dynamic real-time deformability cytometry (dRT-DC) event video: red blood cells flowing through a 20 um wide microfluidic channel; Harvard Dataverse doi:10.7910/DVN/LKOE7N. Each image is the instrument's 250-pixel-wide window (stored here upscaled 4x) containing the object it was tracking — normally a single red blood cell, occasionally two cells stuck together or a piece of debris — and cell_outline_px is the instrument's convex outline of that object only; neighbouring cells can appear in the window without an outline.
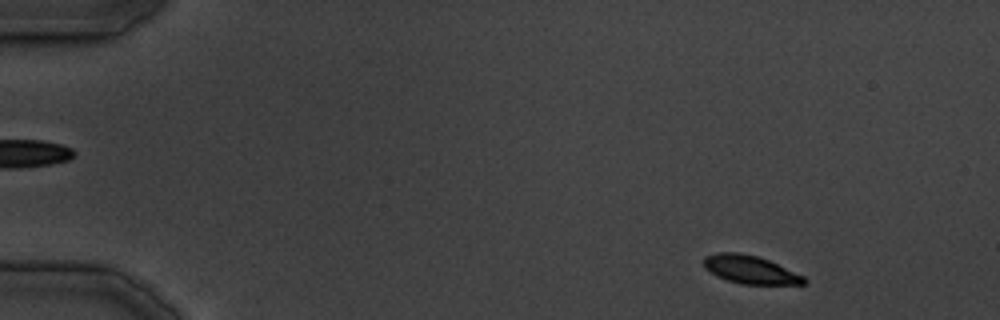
{"species": "common noctule bat (a hibernating species)", "species_latin": "Nyctalus noctula", "temperature_condition": "cold", "stored_images_in_passage": 37, "camera_frame_rate_fps": 3000, "um_per_image_px": 0.085, "animal": {"sex": "male", "body_mass_g": 19.5, "forearm_length_mm": 54.6}, "frame": {"image": 1, "passage_image": 3, "time_ms": 2.333, "image_size_px": [1000, 320], "cell_outline_px": [[808, 280], [804, 284], [740, 284], [716, 276], [704, 268], [704, 256], [716, 252], [736, 252], [756, 256], [768, 260], [804, 276]], "centroid_in_image_um": [63.74, 22.91], "position_along_channel_um": 21.3, "area_um2": 16.36}}
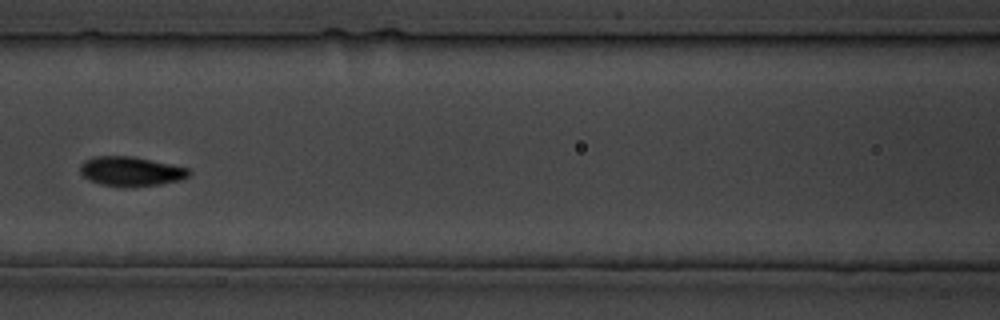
{"frame": {"image": 2, "passage_image": 17, "time_ms": 18.667, "image_size_px": [1000, 320], "cell_outline_px": [[192, 172], [188, 176], [180, 180], [160, 184], [100, 184], [88, 180], [80, 172], [80, 164], [84, 160], [92, 156], [132, 156], [188, 168]], "centroid_in_image_um": [11.09, 14.52], "position_along_channel_um": 155.5, "area_um2": 17.98}}
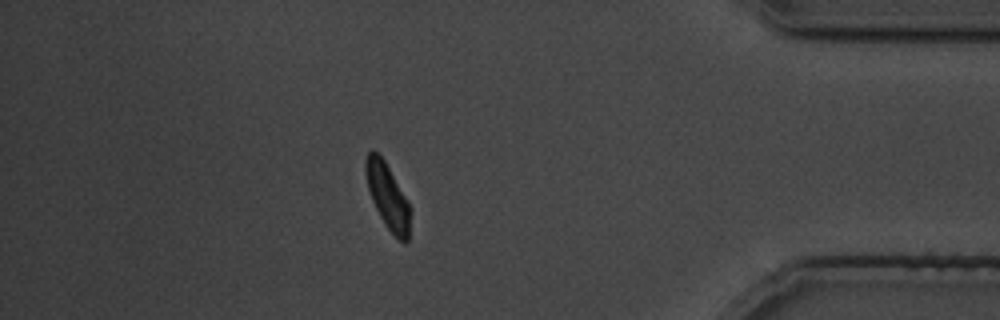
{"frame": {"image": 3, "passage_image": 34, "time_ms": 38.0, "image_size_px": [1000, 320], "cell_outline_px": [[408, 240], [404, 244], [384, 224], [372, 200], [368, 188], [364, 168], [364, 164], [368, 152], [372, 148], [384, 160], [408, 200]], "centroid_in_image_um": [32.91, 16.63], "position_along_channel_um": 402.3, "area_um2": 16.47}}